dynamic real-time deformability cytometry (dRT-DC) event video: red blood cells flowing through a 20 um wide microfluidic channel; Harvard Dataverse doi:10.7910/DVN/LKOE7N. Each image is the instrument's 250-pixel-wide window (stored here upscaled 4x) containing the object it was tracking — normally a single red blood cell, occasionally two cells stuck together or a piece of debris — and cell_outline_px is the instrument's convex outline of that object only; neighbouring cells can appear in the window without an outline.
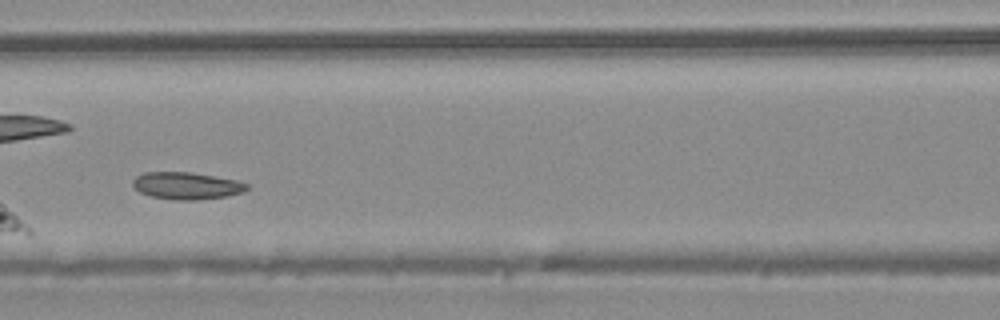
{"species": "common noctule bat (a hibernating species)", "species_latin": "Nyctalus noctula", "temperature_condition": "warm", "stored_images_in_passage": 3, "camera_frame_rate_fps": 3000, "um_per_image_px": 0.085, "animal": {"sex": "male", "body_mass_g": 20.4}, "frame": {"image": 1, "passage_image": 3, "time_ms": 0.667, "image_size_px": [1000, 320], "cell_outline_px": [[248, 188], [244, 192], [228, 196], [196, 200], [176, 200], [152, 196], [140, 192], [132, 184], [132, 180], [136, 176], [144, 172], [192, 172], [236, 180], [248, 184]], "centroid_in_image_um": [15.87, 15.78], "position_along_channel_um": 150.7, "area_um2": 18.03}}